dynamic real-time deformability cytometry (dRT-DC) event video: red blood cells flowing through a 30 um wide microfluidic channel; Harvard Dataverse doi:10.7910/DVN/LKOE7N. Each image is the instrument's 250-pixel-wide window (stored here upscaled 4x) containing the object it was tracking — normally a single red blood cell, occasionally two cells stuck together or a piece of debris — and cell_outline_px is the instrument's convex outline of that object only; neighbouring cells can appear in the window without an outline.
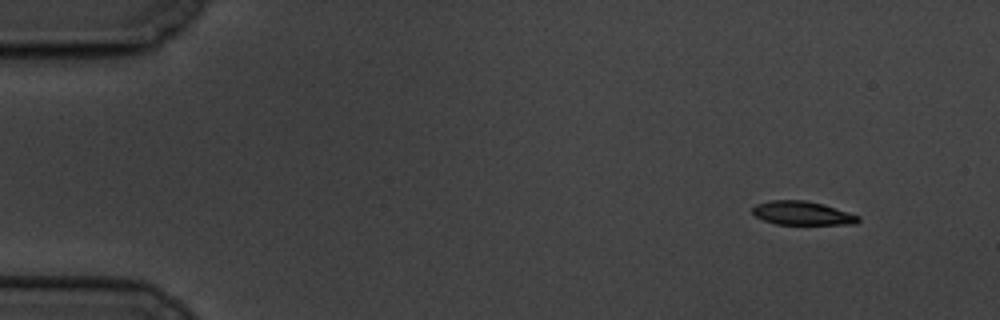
{"species": "common noctule bat (a hibernating species)", "species_latin": "Nyctalus noctula", "temperature_condition": "cold", "stored_images_in_passage": 10, "camera_frame_rate_fps": 3000, "um_per_image_px": 0.085, "animal": {"sex": "male", "body_mass_g": 19.5, "forearm_length_mm": 54.6}, "frame": {"image": 1, "passage_image": 1, "time_ms": 0.0, "image_size_px": [1000, 320], "cell_outline_px": [[860, 220], [856, 224], [776, 224], [764, 220], [756, 216], [752, 212], [752, 208], [756, 204], [772, 200], [804, 200], [824, 204], [860, 216]], "centroid_in_image_um": [68.21, 18.11], "position_along_channel_um": 16.8, "area_um2": 14.57}}
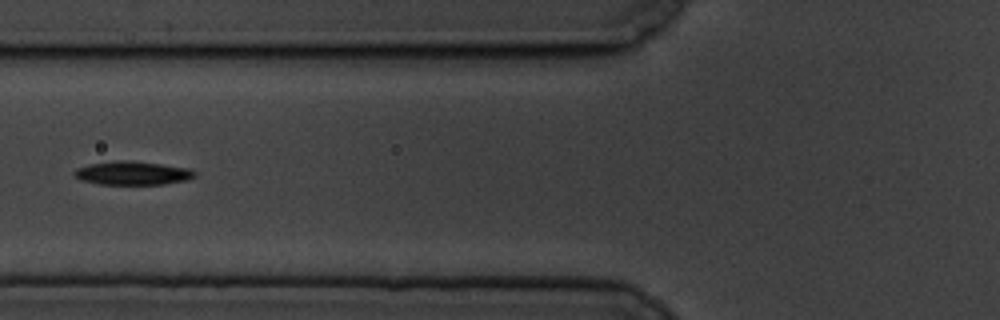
{"frame": {"image": 2, "passage_image": 6, "time_ms": 6.0, "image_size_px": [1000, 320], "cell_outline_px": [[196, 176], [188, 180], [164, 184], [100, 184], [80, 180], [72, 176], [72, 172], [76, 168], [92, 164], [116, 160], [132, 160], [192, 168], [196, 172]], "centroid_in_image_um": [11.28, 14.71], "position_along_channel_um": 114.5, "area_um2": 16.82}}
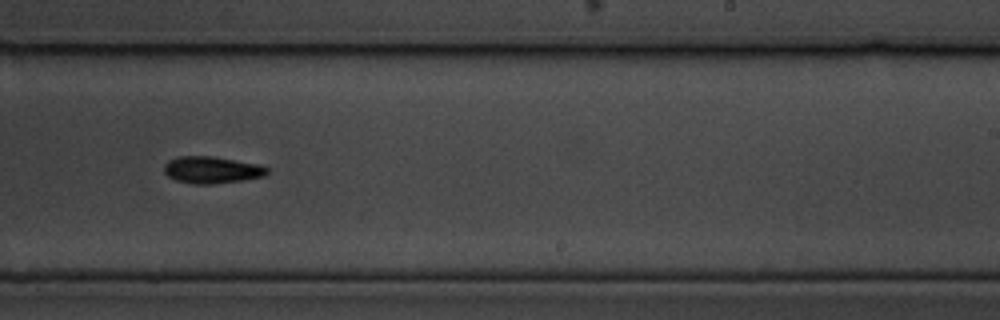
{"frame": {"image": 3, "passage_image": 10, "time_ms": 10.667, "image_size_px": [1000, 320], "cell_outline_px": [[268, 172], [264, 176], [240, 180], [212, 184], [192, 184], [176, 180], [168, 176], [164, 172], [164, 164], [168, 160], [176, 156], [212, 156], [256, 164], [268, 168]], "centroid_in_image_um": [17.94, 14.44], "position_along_channel_um": 271.1, "area_um2": 16.01}}